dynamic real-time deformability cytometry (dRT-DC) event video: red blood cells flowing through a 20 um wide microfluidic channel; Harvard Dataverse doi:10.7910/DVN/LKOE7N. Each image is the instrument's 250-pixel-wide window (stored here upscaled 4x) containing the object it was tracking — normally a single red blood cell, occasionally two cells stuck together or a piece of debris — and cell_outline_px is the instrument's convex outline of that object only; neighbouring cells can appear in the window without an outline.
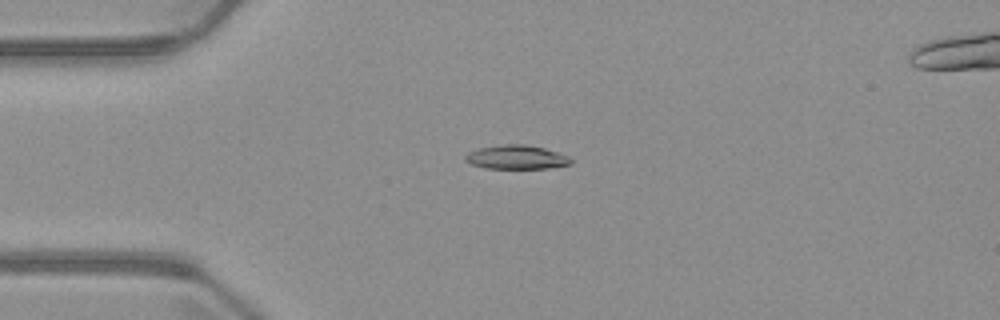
{"species": "common noctule bat (a hibernating species)", "species_latin": "Nyctalus noctula", "temperature_condition": "warm", "stored_images_in_passage": 6, "camera_frame_rate_fps": 3000, "um_per_image_px": 0.085, "animal": {"sex": "male", "body_mass_g": 23.1, "forearm_length_mm": 52.7}, "frame": {"image": 1, "passage_image": 4, "time_ms": 3.667, "image_size_px": [1000, 320], "cell_outline_px": [[572, 164], [548, 168], [488, 168], [472, 164], [464, 160], [464, 156], [468, 152], [480, 148], [504, 144], [524, 144], [544, 148], [568, 156], [572, 160]], "centroid_in_image_um": [43.9, 13.36], "position_along_channel_um": 41.1, "area_um2": 14.57}}
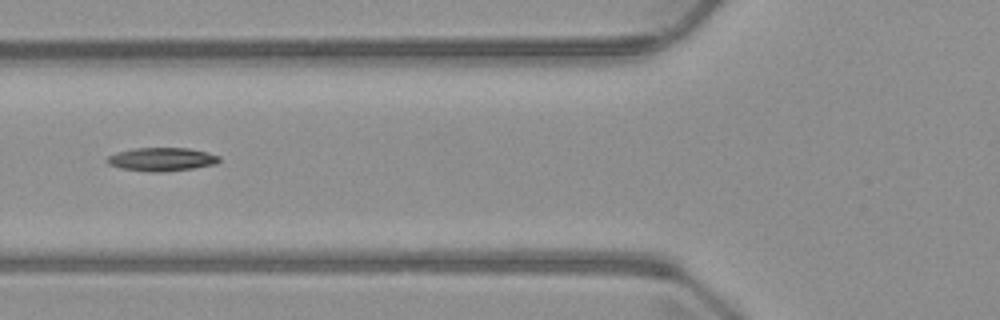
{"frame": {"image": 2, "passage_image": 6, "time_ms": 6.0, "image_size_px": [1000, 320], "cell_outline_px": [[220, 160], [216, 164], [192, 168], [164, 172], [148, 172], [120, 168], [108, 164], [104, 160], [108, 156], [116, 152], [136, 148], [188, 148], [208, 152], [220, 156]], "centroid_in_image_um": [13.72, 13.54], "position_along_channel_um": 112.1, "area_um2": 15.43}}